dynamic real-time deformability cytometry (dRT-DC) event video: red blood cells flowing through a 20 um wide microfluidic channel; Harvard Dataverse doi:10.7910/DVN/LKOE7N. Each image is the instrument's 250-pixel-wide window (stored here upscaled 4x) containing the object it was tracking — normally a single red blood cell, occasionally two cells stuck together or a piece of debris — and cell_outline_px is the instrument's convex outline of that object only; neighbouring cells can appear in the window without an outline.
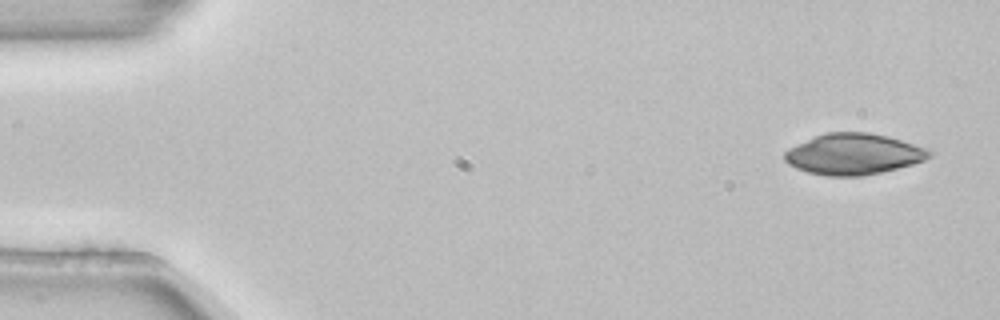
{"species": "common noctule bat (a hibernating species)", "species_latin": "Nyctalus noctula", "temperature_condition": "room temperature", "stored_images_in_passage": 3, "camera_frame_rate_fps": 3000, "um_per_image_px": 0.085, "animal": {"sex": "female", "body_mass_g": 22.7, "forearm_length_mm": 54.2}, "frame": {"image": 1, "passage_image": 1, "time_ms": 0.0, "image_size_px": [1000, 320], "cell_outline_px": [[932, 156], [924, 160], [912, 164], [880, 172], [860, 176], [828, 176], [808, 172], [796, 168], [788, 164], [784, 160], [784, 152], [788, 148], [796, 144], [816, 136], [828, 132], [868, 132], [888, 136], [932, 148]], "centroid_in_image_um": [72.58, 13.09], "position_along_channel_um": 12.4, "area_um2": 34.74}}